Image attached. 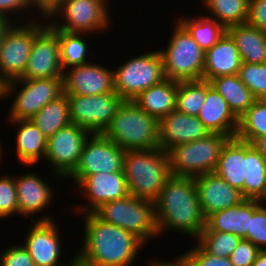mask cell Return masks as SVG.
Wrapping results in <instances>:
<instances>
[{"label":"cell","mask_w":266,"mask_h":266,"mask_svg":"<svg viewBox=\"0 0 266 266\" xmlns=\"http://www.w3.org/2000/svg\"><path fill=\"white\" fill-rule=\"evenodd\" d=\"M78 216L83 220V241L75 258L83 266H133L147 246L135 234L100 220L93 212Z\"/></svg>","instance_id":"6da1fadb"},{"label":"cell","mask_w":266,"mask_h":266,"mask_svg":"<svg viewBox=\"0 0 266 266\" xmlns=\"http://www.w3.org/2000/svg\"><path fill=\"white\" fill-rule=\"evenodd\" d=\"M154 207L159 237L167 231L196 241L206 226L195 178L171 176L154 200Z\"/></svg>","instance_id":"7a4b0ae2"},{"label":"cell","mask_w":266,"mask_h":266,"mask_svg":"<svg viewBox=\"0 0 266 266\" xmlns=\"http://www.w3.org/2000/svg\"><path fill=\"white\" fill-rule=\"evenodd\" d=\"M122 170L129 194L150 201L172 176L168 152L160 147L125 151Z\"/></svg>","instance_id":"3957f363"},{"label":"cell","mask_w":266,"mask_h":266,"mask_svg":"<svg viewBox=\"0 0 266 266\" xmlns=\"http://www.w3.org/2000/svg\"><path fill=\"white\" fill-rule=\"evenodd\" d=\"M124 151L159 148V121L133 101H123L102 133Z\"/></svg>","instance_id":"277c9868"},{"label":"cell","mask_w":266,"mask_h":266,"mask_svg":"<svg viewBox=\"0 0 266 266\" xmlns=\"http://www.w3.org/2000/svg\"><path fill=\"white\" fill-rule=\"evenodd\" d=\"M108 2L110 0H63L46 19L56 30L100 35L115 25L111 13L113 4Z\"/></svg>","instance_id":"5b68a950"},{"label":"cell","mask_w":266,"mask_h":266,"mask_svg":"<svg viewBox=\"0 0 266 266\" xmlns=\"http://www.w3.org/2000/svg\"><path fill=\"white\" fill-rule=\"evenodd\" d=\"M171 22L175 25L169 40L158 48L166 78L178 82L202 80L205 51L176 18Z\"/></svg>","instance_id":"8992f818"},{"label":"cell","mask_w":266,"mask_h":266,"mask_svg":"<svg viewBox=\"0 0 266 266\" xmlns=\"http://www.w3.org/2000/svg\"><path fill=\"white\" fill-rule=\"evenodd\" d=\"M93 213L100 220L135 234L146 245L159 238L154 201L128 194L100 205Z\"/></svg>","instance_id":"52a82bcc"},{"label":"cell","mask_w":266,"mask_h":266,"mask_svg":"<svg viewBox=\"0 0 266 266\" xmlns=\"http://www.w3.org/2000/svg\"><path fill=\"white\" fill-rule=\"evenodd\" d=\"M135 55L118 62L119 66L114 63L116 67H112L114 91L124 101H132L142 91L167 79L158 50L143 51Z\"/></svg>","instance_id":"ba28073f"},{"label":"cell","mask_w":266,"mask_h":266,"mask_svg":"<svg viewBox=\"0 0 266 266\" xmlns=\"http://www.w3.org/2000/svg\"><path fill=\"white\" fill-rule=\"evenodd\" d=\"M229 139L226 135L210 133L202 139L174 146L168 151L171 175L195 178L214 172Z\"/></svg>","instance_id":"9c48e42d"},{"label":"cell","mask_w":266,"mask_h":266,"mask_svg":"<svg viewBox=\"0 0 266 266\" xmlns=\"http://www.w3.org/2000/svg\"><path fill=\"white\" fill-rule=\"evenodd\" d=\"M63 78L7 81L6 99H12L7 120L31 119L47 103L63 94ZM12 97V98H11Z\"/></svg>","instance_id":"30bf717a"},{"label":"cell","mask_w":266,"mask_h":266,"mask_svg":"<svg viewBox=\"0 0 266 266\" xmlns=\"http://www.w3.org/2000/svg\"><path fill=\"white\" fill-rule=\"evenodd\" d=\"M92 133L79 125L70 123L47 139L43 164L51 168L49 180L64 179L75 169L86 140ZM50 164V165H49Z\"/></svg>","instance_id":"8fae6325"},{"label":"cell","mask_w":266,"mask_h":266,"mask_svg":"<svg viewBox=\"0 0 266 266\" xmlns=\"http://www.w3.org/2000/svg\"><path fill=\"white\" fill-rule=\"evenodd\" d=\"M20 79L63 78L58 30L46 17L34 20V40L29 60Z\"/></svg>","instance_id":"7c38bea8"},{"label":"cell","mask_w":266,"mask_h":266,"mask_svg":"<svg viewBox=\"0 0 266 266\" xmlns=\"http://www.w3.org/2000/svg\"><path fill=\"white\" fill-rule=\"evenodd\" d=\"M64 181L68 183L72 181L73 188L79 192L77 194L85 200V204L74 205L73 212L77 215L94 212L100 205L122 199L129 194L123 172H100L88 177H66Z\"/></svg>","instance_id":"4fadbf2b"},{"label":"cell","mask_w":266,"mask_h":266,"mask_svg":"<svg viewBox=\"0 0 266 266\" xmlns=\"http://www.w3.org/2000/svg\"><path fill=\"white\" fill-rule=\"evenodd\" d=\"M57 221L56 219L34 221L29 224L28 229L26 228L27 232L21 243L30 254L35 266H72L76 261L75 252L70 253L73 256L68 257L69 260L64 261L62 258V256L65 257L64 246H62L65 244H62V232Z\"/></svg>","instance_id":"5bb4252c"},{"label":"cell","mask_w":266,"mask_h":266,"mask_svg":"<svg viewBox=\"0 0 266 266\" xmlns=\"http://www.w3.org/2000/svg\"><path fill=\"white\" fill-rule=\"evenodd\" d=\"M71 123L92 134L103 133L124 101L115 91L99 95H66Z\"/></svg>","instance_id":"9a60e30c"},{"label":"cell","mask_w":266,"mask_h":266,"mask_svg":"<svg viewBox=\"0 0 266 266\" xmlns=\"http://www.w3.org/2000/svg\"><path fill=\"white\" fill-rule=\"evenodd\" d=\"M37 173V171L33 172L32 170L28 172L27 170L22 174H14L18 198V215L23 218L25 217V220L30 219L29 223L34 221H51L57 218L55 217L56 215L47 214V208L49 206L51 208L52 203L55 202L54 199H56L54 198V195H56L54 184H51L49 180H46Z\"/></svg>","instance_id":"2e32d148"},{"label":"cell","mask_w":266,"mask_h":266,"mask_svg":"<svg viewBox=\"0 0 266 266\" xmlns=\"http://www.w3.org/2000/svg\"><path fill=\"white\" fill-rule=\"evenodd\" d=\"M125 151L102 133L86 140L78 164L67 177H88L94 173L123 172Z\"/></svg>","instance_id":"e0dca14e"},{"label":"cell","mask_w":266,"mask_h":266,"mask_svg":"<svg viewBox=\"0 0 266 266\" xmlns=\"http://www.w3.org/2000/svg\"><path fill=\"white\" fill-rule=\"evenodd\" d=\"M34 40V20L14 23L0 46V75L6 80L19 78L25 71Z\"/></svg>","instance_id":"ac0fdd59"},{"label":"cell","mask_w":266,"mask_h":266,"mask_svg":"<svg viewBox=\"0 0 266 266\" xmlns=\"http://www.w3.org/2000/svg\"><path fill=\"white\" fill-rule=\"evenodd\" d=\"M113 91V69L106 64H98V60L63 71L65 95L90 96Z\"/></svg>","instance_id":"d6986e66"},{"label":"cell","mask_w":266,"mask_h":266,"mask_svg":"<svg viewBox=\"0 0 266 266\" xmlns=\"http://www.w3.org/2000/svg\"><path fill=\"white\" fill-rule=\"evenodd\" d=\"M196 190L206 219L213 213L240 204L245 198L214 172L195 177Z\"/></svg>","instance_id":"ffe728a7"},{"label":"cell","mask_w":266,"mask_h":266,"mask_svg":"<svg viewBox=\"0 0 266 266\" xmlns=\"http://www.w3.org/2000/svg\"><path fill=\"white\" fill-rule=\"evenodd\" d=\"M209 131L197 116L177 110L159 121V147L168 152L176 145L206 137Z\"/></svg>","instance_id":"44dd1931"},{"label":"cell","mask_w":266,"mask_h":266,"mask_svg":"<svg viewBox=\"0 0 266 266\" xmlns=\"http://www.w3.org/2000/svg\"><path fill=\"white\" fill-rule=\"evenodd\" d=\"M13 126L15 133L14 146L10 147V153L24 165V167L32 168L39 162L43 163L47 150V138L30 120H5ZM30 166V167H29Z\"/></svg>","instance_id":"7402d4cb"},{"label":"cell","mask_w":266,"mask_h":266,"mask_svg":"<svg viewBox=\"0 0 266 266\" xmlns=\"http://www.w3.org/2000/svg\"><path fill=\"white\" fill-rule=\"evenodd\" d=\"M197 117L209 133L222 134L230 138L236 136L239 119L209 81H206L205 102Z\"/></svg>","instance_id":"603a6c76"},{"label":"cell","mask_w":266,"mask_h":266,"mask_svg":"<svg viewBox=\"0 0 266 266\" xmlns=\"http://www.w3.org/2000/svg\"><path fill=\"white\" fill-rule=\"evenodd\" d=\"M242 60L231 36L224 35L205 51L202 80L210 81L220 76L237 75Z\"/></svg>","instance_id":"cb8c5ba5"},{"label":"cell","mask_w":266,"mask_h":266,"mask_svg":"<svg viewBox=\"0 0 266 266\" xmlns=\"http://www.w3.org/2000/svg\"><path fill=\"white\" fill-rule=\"evenodd\" d=\"M214 173L239 190L244 197L246 142L236 137L230 138L222 148Z\"/></svg>","instance_id":"d4e9b609"},{"label":"cell","mask_w":266,"mask_h":266,"mask_svg":"<svg viewBox=\"0 0 266 266\" xmlns=\"http://www.w3.org/2000/svg\"><path fill=\"white\" fill-rule=\"evenodd\" d=\"M178 81L165 79L142 91L132 101L148 115L158 121L176 110Z\"/></svg>","instance_id":"484cf974"},{"label":"cell","mask_w":266,"mask_h":266,"mask_svg":"<svg viewBox=\"0 0 266 266\" xmlns=\"http://www.w3.org/2000/svg\"><path fill=\"white\" fill-rule=\"evenodd\" d=\"M252 218V199H245L240 204L217 211L206 219L202 231H220L231 233L244 239L250 230Z\"/></svg>","instance_id":"4316f807"},{"label":"cell","mask_w":266,"mask_h":266,"mask_svg":"<svg viewBox=\"0 0 266 266\" xmlns=\"http://www.w3.org/2000/svg\"><path fill=\"white\" fill-rule=\"evenodd\" d=\"M226 32L238 48L242 62L266 63V31L244 23L229 26Z\"/></svg>","instance_id":"83f0119b"},{"label":"cell","mask_w":266,"mask_h":266,"mask_svg":"<svg viewBox=\"0 0 266 266\" xmlns=\"http://www.w3.org/2000/svg\"><path fill=\"white\" fill-rule=\"evenodd\" d=\"M209 82L225 99L231 111L238 119L257 100L239 79L238 75L220 76L211 79Z\"/></svg>","instance_id":"f1b7e54d"},{"label":"cell","mask_w":266,"mask_h":266,"mask_svg":"<svg viewBox=\"0 0 266 266\" xmlns=\"http://www.w3.org/2000/svg\"><path fill=\"white\" fill-rule=\"evenodd\" d=\"M92 36L95 38V35L67 33L58 30L60 62L63 71L70 67L85 65L93 61L90 59L93 45L90 46L89 44Z\"/></svg>","instance_id":"f546056e"},{"label":"cell","mask_w":266,"mask_h":266,"mask_svg":"<svg viewBox=\"0 0 266 266\" xmlns=\"http://www.w3.org/2000/svg\"><path fill=\"white\" fill-rule=\"evenodd\" d=\"M201 1V2H200ZM205 16L215 19L225 28L247 23L249 0H199Z\"/></svg>","instance_id":"4dcf8cb0"},{"label":"cell","mask_w":266,"mask_h":266,"mask_svg":"<svg viewBox=\"0 0 266 266\" xmlns=\"http://www.w3.org/2000/svg\"><path fill=\"white\" fill-rule=\"evenodd\" d=\"M201 11L199 14L188 16L187 13L176 19L187 29L195 42L204 50L211 48L226 32V28L215 19L205 16Z\"/></svg>","instance_id":"1f68e13d"},{"label":"cell","mask_w":266,"mask_h":266,"mask_svg":"<svg viewBox=\"0 0 266 266\" xmlns=\"http://www.w3.org/2000/svg\"><path fill=\"white\" fill-rule=\"evenodd\" d=\"M30 120L48 139L58 130L71 123L67 96L63 93L57 99L50 101Z\"/></svg>","instance_id":"d6a6232c"},{"label":"cell","mask_w":266,"mask_h":266,"mask_svg":"<svg viewBox=\"0 0 266 266\" xmlns=\"http://www.w3.org/2000/svg\"><path fill=\"white\" fill-rule=\"evenodd\" d=\"M266 189V158L249 142H246V175L244 198L259 200Z\"/></svg>","instance_id":"836d02e7"},{"label":"cell","mask_w":266,"mask_h":266,"mask_svg":"<svg viewBox=\"0 0 266 266\" xmlns=\"http://www.w3.org/2000/svg\"><path fill=\"white\" fill-rule=\"evenodd\" d=\"M206 81H179L176 94V110L197 116L205 102Z\"/></svg>","instance_id":"e575fe53"},{"label":"cell","mask_w":266,"mask_h":266,"mask_svg":"<svg viewBox=\"0 0 266 266\" xmlns=\"http://www.w3.org/2000/svg\"><path fill=\"white\" fill-rule=\"evenodd\" d=\"M261 136H266V106L256 100L239 118L235 137L252 143Z\"/></svg>","instance_id":"d590c367"},{"label":"cell","mask_w":266,"mask_h":266,"mask_svg":"<svg viewBox=\"0 0 266 266\" xmlns=\"http://www.w3.org/2000/svg\"><path fill=\"white\" fill-rule=\"evenodd\" d=\"M241 237L220 231H202L196 242L209 254L229 258Z\"/></svg>","instance_id":"8d00e7d4"},{"label":"cell","mask_w":266,"mask_h":266,"mask_svg":"<svg viewBox=\"0 0 266 266\" xmlns=\"http://www.w3.org/2000/svg\"><path fill=\"white\" fill-rule=\"evenodd\" d=\"M0 175V220L4 222L18 215V198L15 184V176L5 170ZM16 216V217H15Z\"/></svg>","instance_id":"74e56055"},{"label":"cell","mask_w":266,"mask_h":266,"mask_svg":"<svg viewBox=\"0 0 266 266\" xmlns=\"http://www.w3.org/2000/svg\"><path fill=\"white\" fill-rule=\"evenodd\" d=\"M0 16L7 17L14 23L29 22L43 17L33 0H0Z\"/></svg>","instance_id":"f35d334b"},{"label":"cell","mask_w":266,"mask_h":266,"mask_svg":"<svg viewBox=\"0 0 266 266\" xmlns=\"http://www.w3.org/2000/svg\"><path fill=\"white\" fill-rule=\"evenodd\" d=\"M237 75L256 99L266 92V63L242 62Z\"/></svg>","instance_id":"ab89813d"},{"label":"cell","mask_w":266,"mask_h":266,"mask_svg":"<svg viewBox=\"0 0 266 266\" xmlns=\"http://www.w3.org/2000/svg\"><path fill=\"white\" fill-rule=\"evenodd\" d=\"M256 245L261 251H266V206L252 199V218L250 230L244 238Z\"/></svg>","instance_id":"60d3db41"},{"label":"cell","mask_w":266,"mask_h":266,"mask_svg":"<svg viewBox=\"0 0 266 266\" xmlns=\"http://www.w3.org/2000/svg\"><path fill=\"white\" fill-rule=\"evenodd\" d=\"M181 255L189 266H233L229 258L216 257L206 252L196 241Z\"/></svg>","instance_id":"b9f144b4"},{"label":"cell","mask_w":266,"mask_h":266,"mask_svg":"<svg viewBox=\"0 0 266 266\" xmlns=\"http://www.w3.org/2000/svg\"><path fill=\"white\" fill-rule=\"evenodd\" d=\"M0 266H35V263L20 242L1 251Z\"/></svg>","instance_id":"7bdbcfd3"},{"label":"cell","mask_w":266,"mask_h":266,"mask_svg":"<svg viewBox=\"0 0 266 266\" xmlns=\"http://www.w3.org/2000/svg\"><path fill=\"white\" fill-rule=\"evenodd\" d=\"M261 250L250 241L241 239L229 257L233 266H252Z\"/></svg>","instance_id":"ee69618b"},{"label":"cell","mask_w":266,"mask_h":266,"mask_svg":"<svg viewBox=\"0 0 266 266\" xmlns=\"http://www.w3.org/2000/svg\"><path fill=\"white\" fill-rule=\"evenodd\" d=\"M247 23L252 27L266 31V0H249Z\"/></svg>","instance_id":"f6af8a7d"},{"label":"cell","mask_w":266,"mask_h":266,"mask_svg":"<svg viewBox=\"0 0 266 266\" xmlns=\"http://www.w3.org/2000/svg\"><path fill=\"white\" fill-rule=\"evenodd\" d=\"M149 261H147L146 266H189L186 260L183 258V256L178 254V256L170 259V260H164L160 258L153 259L154 257H151ZM145 266V265H144Z\"/></svg>","instance_id":"bcb514c9"},{"label":"cell","mask_w":266,"mask_h":266,"mask_svg":"<svg viewBox=\"0 0 266 266\" xmlns=\"http://www.w3.org/2000/svg\"><path fill=\"white\" fill-rule=\"evenodd\" d=\"M39 13L46 17L63 0H33Z\"/></svg>","instance_id":"7dc6e473"},{"label":"cell","mask_w":266,"mask_h":266,"mask_svg":"<svg viewBox=\"0 0 266 266\" xmlns=\"http://www.w3.org/2000/svg\"><path fill=\"white\" fill-rule=\"evenodd\" d=\"M13 24L14 22L11 19L4 16H0V46L2 44L5 34Z\"/></svg>","instance_id":"c3c4849f"},{"label":"cell","mask_w":266,"mask_h":266,"mask_svg":"<svg viewBox=\"0 0 266 266\" xmlns=\"http://www.w3.org/2000/svg\"><path fill=\"white\" fill-rule=\"evenodd\" d=\"M251 144L266 158V136L256 138Z\"/></svg>","instance_id":"681fc988"},{"label":"cell","mask_w":266,"mask_h":266,"mask_svg":"<svg viewBox=\"0 0 266 266\" xmlns=\"http://www.w3.org/2000/svg\"><path fill=\"white\" fill-rule=\"evenodd\" d=\"M252 266H266V251H261Z\"/></svg>","instance_id":"f907efd6"},{"label":"cell","mask_w":266,"mask_h":266,"mask_svg":"<svg viewBox=\"0 0 266 266\" xmlns=\"http://www.w3.org/2000/svg\"><path fill=\"white\" fill-rule=\"evenodd\" d=\"M6 86L7 81L0 75V100L6 99Z\"/></svg>","instance_id":"816d5d0a"},{"label":"cell","mask_w":266,"mask_h":266,"mask_svg":"<svg viewBox=\"0 0 266 266\" xmlns=\"http://www.w3.org/2000/svg\"><path fill=\"white\" fill-rule=\"evenodd\" d=\"M258 201H259L260 204L266 206V189H265L264 194L262 195V197Z\"/></svg>","instance_id":"f5cc1de1"},{"label":"cell","mask_w":266,"mask_h":266,"mask_svg":"<svg viewBox=\"0 0 266 266\" xmlns=\"http://www.w3.org/2000/svg\"><path fill=\"white\" fill-rule=\"evenodd\" d=\"M257 100H259L263 105L266 106V92L261 95Z\"/></svg>","instance_id":"db71d44e"},{"label":"cell","mask_w":266,"mask_h":266,"mask_svg":"<svg viewBox=\"0 0 266 266\" xmlns=\"http://www.w3.org/2000/svg\"><path fill=\"white\" fill-rule=\"evenodd\" d=\"M3 154H4V153H0V162H1V163H2V161H4V160H2V159H6V158L3 157V156H4ZM1 163H0V165H2Z\"/></svg>","instance_id":"11a10c76"},{"label":"cell","mask_w":266,"mask_h":266,"mask_svg":"<svg viewBox=\"0 0 266 266\" xmlns=\"http://www.w3.org/2000/svg\"><path fill=\"white\" fill-rule=\"evenodd\" d=\"M1 141V140H0ZM0 153H5L4 152V149H3V146H2V142H0Z\"/></svg>","instance_id":"9f6ffc18"},{"label":"cell","mask_w":266,"mask_h":266,"mask_svg":"<svg viewBox=\"0 0 266 266\" xmlns=\"http://www.w3.org/2000/svg\"><path fill=\"white\" fill-rule=\"evenodd\" d=\"M72 266H83V265L75 261V263Z\"/></svg>","instance_id":"6f0895ef"}]
</instances>
